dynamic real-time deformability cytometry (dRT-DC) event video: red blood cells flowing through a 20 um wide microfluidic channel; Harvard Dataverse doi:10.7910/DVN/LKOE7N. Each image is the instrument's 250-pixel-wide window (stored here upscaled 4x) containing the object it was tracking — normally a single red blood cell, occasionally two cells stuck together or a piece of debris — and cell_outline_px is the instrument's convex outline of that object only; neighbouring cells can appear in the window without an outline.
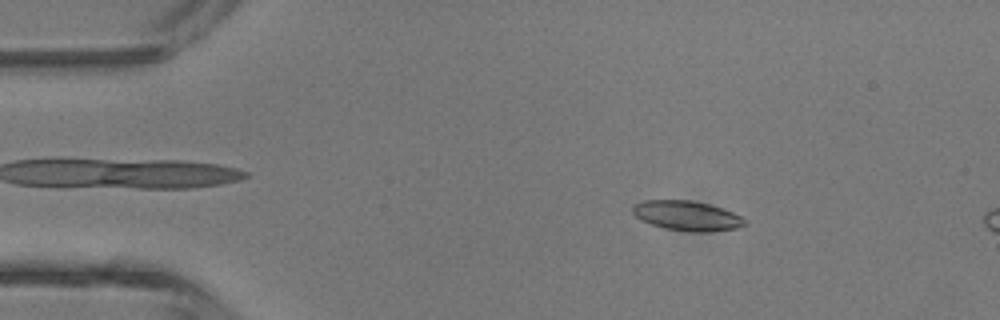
{"species": "common noctule bat (a hibernating species)", "species_latin": "Nyctalus noctula", "temperature_condition": "room temperature", "stored_images_in_passage": 4, "camera_frame_rate_fps": 3000, "um_per_image_px": 0.085, "animal": {"sex": "male", "body_mass_g": 13.3}, "frame": {"image": 1, "passage_image": 2, "time_ms": 1.0, "image_size_px": [1000, 320], "cell_outline_px": [[748, 224], [736, 228], [708, 232], [692, 232], [668, 228], [652, 224], [640, 220], [632, 212], [632, 204], [644, 200], [692, 200], [708, 204], [732, 212], [748, 220]], "centroid_in_image_um": [58.39, 18.33], "position_along_channel_um": 26.6, "area_um2": 19.42}}